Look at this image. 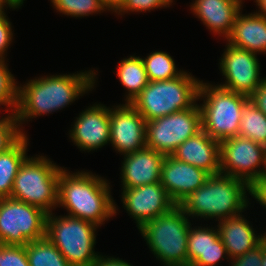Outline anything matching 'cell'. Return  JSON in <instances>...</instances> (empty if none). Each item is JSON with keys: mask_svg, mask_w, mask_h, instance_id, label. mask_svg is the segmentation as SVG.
I'll use <instances>...</instances> for the list:
<instances>
[{"mask_svg": "<svg viewBox=\"0 0 266 266\" xmlns=\"http://www.w3.org/2000/svg\"><path fill=\"white\" fill-rule=\"evenodd\" d=\"M96 75V71L89 70L77 74L42 76L18 86L15 116L19 127L28 119L30 121L31 118L61 110L92 91Z\"/></svg>", "mask_w": 266, "mask_h": 266, "instance_id": "6da1fadb", "label": "cell"}, {"mask_svg": "<svg viewBox=\"0 0 266 266\" xmlns=\"http://www.w3.org/2000/svg\"><path fill=\"white\" fill-rule=\"evenodd\" d=\"M109 182L90 172L70 173L64 167L58 180V206L69 216L101 226L117 214Z\"/></svg>", "mask_w": 266, "mask_h": 266, "instance_id": "7a4b0ae2", "label": "cell"}, {"mask_svg": "<svg viewBox=\"0 0 266 266\" xmlns=\"http://www.w3.org/2000/svg\"><path fill=\"white\" fill-rule=\"evenodd\" d=\"M247 192L249 193V184L246 181L222 173L213 174L179 206L190 218H215L219 222L247 209Z\"/></svg>", "mask_w": 266, "mask_h": 266, "instance_id": "3957f363", "label": "cell"}, {"mask_svg": "<svg viewBox=\"0 0 266 266\" xmlns=\"http://www.w3.org/2000/svg\"><path fill=\"white\" fill-rule=\"evenodd\" d=\"M179 205L143 224L139 231L163 266H188L187 240L191 223Z\"/></svg>", "mask_w": 266, "mask_h": 266, "instance_id": "277c9868", "label": "cell"}, {"mask_svg": "<svg viewBox=\"0 0 266 266\" xmlns=\"http://www.w3.org/2000/svg\"><path fill=\"white\" fill-rule=\"evenodd\" d=\"M200 82L185 71L170 80L149 81L130 104L146 122L151 121L191 108L198 101Z\"/></svg>", "mask_w": 266, "mask_h": 266, "instance_id": "5b68a950", "label": "cell"}, {"mask_svg": "<svg viewBox=\"0 0 266 266\" xmlns=\"http://www.w3.org/2000/svg\"><path fill=\"white\" fill-rule=\"evenodd\" d=\"M201 98L204 101L199 105L202 130L219 142L238 136L243 106L249 97L201 81L198 101Z\"/></svg>", "mask_w": 266, "mask_h": 266, "instance_id": "8992f818", "label": "cell"}, {"mask_svg": "<svg viewBox=\"0 0 266 266\" xmlns=\"http://www.w3.org/2000/svg\"><path fill=\"white\" fill-rule=\"evenodd\" d=\"M28 157L20 165L10 197L52 213L58 207V180L63 168L46 156Z\"/></svg>", "mask_w": 266, "mask_h": 266, "instance_id": "52a82bcc", "label": "cell"}, {"mask_svg": "<svg viewBox=\"0 0 266 266\" xmlns=\"http://www.w3.org/2000/svg\"><path fill=\"white\" fill-rule=\"evenodd\" d=\"M53 214L46 218V237L71 266H91L100 256L94 251L98 226L81 218Z\"/></svg>", "mask_w": 266, "mask_h": 266, "instance_id": "ba28073f", "label": "cell"}, {"mask_svg": "<svg viewBox=\"0 0 266 266\" xmlns=\"http://www.w3.org/2000/svg\"><path fill=\"white\" fill-rule=\"evenodd\" d=\"M47 215L39 207L11 197L0 198V244L25 246L46 237Z\"/></svg>", "mask_w": 266, "mask_h": 266, "instance_id": "9c48e42d", "label": "cell"}, {"mask_svg": "<svg viewBox=\"0 0 266 266\" xmlns=\"http://www.w3.org/2000/svg\"><path fill=\"white\" fill-rule=\"evenodd\" d=\"M202 130L197 102L186 110L146 122V147L171 155L185 140Z\"/></svg>", "mask_w": 266, "mask_h": 266, "instance_id": "30bf717a", "label": "cell"}, {"mask_svg": "<svg viewBox=\"0 0 266 266\" xmlns=\"http://www.w3.org/2000/svg\"><path fill=\"white\" fill-rule=\"evenodd\" d=\"M265 159L266 147L251 139L238 135L220 142V173L240 178L249 185L262 176Z\"/></svg>", "mask_w": 266, "mask_h": 266, "instance_id": "8fae6325", "label": "cell"}, {"mask_svg": "<svg viewBox=\"0 0 266 266\" xmlns=\"http://www.w3.org/2000/svg\"><path fill=\"white\" fill-rule=\"evenodd\" d=\"M220 58L219 69L226 80L218 86L248 97L260 86L264 77L256 53L227 43Z\"/></svg>", "mask_w": 266, "mask_h": 266, "instance_id": "7c38bea8", "label": "cell"}, {"mask_svg": "<svg viewBox=\"0 0 266 266\" xmlns=\"http://www.w3.org/2000/svg\"><path fill=\"white\" fill-rule=\"evenodd\" d=\"M114 107V108H113ZM109 108L110 143L117 153L125 155L146 147V121L130 104Z\"/></svg>", "mask_w": 266, "mask_h": 266, "instance_id": "4fadbf2b", "label": "cell"}, {"mask_svg": "<svg viewBox=\"0 0 266 266\" xmlns=\"http://www.w3.org/2000/svg\"><path fill=\"white\" fill-rule=\"evenodd\" d=\"M121 194L124 209L135 220L138 229L176 206L160 182L123 189Z\"/></svg>", "mask_w": 266, "mask_h": 266, "instance_id": "5bb4252c", "label": "cell"}, {"mask_svg": "<svg viewBox=\"0 0 266 266\" xmlns=\"http://www.w3.org/2000/svg\"><path fill=\"white\" fill-rule=\"evenodd\" d=\"M69 137L74 144L83 151L97 150L110 144V116L109 107L95 104L79 114Z\"/></svg>", "mask_w": 266, "mask_h": 266, "instance_id": "9a60e30c", "label": "cell"}, {"mask_svg": "<svg viewBox=\"0 0 266 266\" xmlns=\"http://www.w3.org/2000/svg\"><path fill=\"white\" fill-rule=\"evenodd\" d=\"M210 174L188 163L166 155L161 169L160 183L172 201L179 205L191 193L199 189Z\"/></svg>", "mask_w": 266, "mask_h": 266, "instance_id": "2e32d148", "label": "cell"}, {"mask_svg": "<svg viewBox=\"0 0 266 266\" xmlns=\"http://www.w3.org/2000/svg\"><path fill=\"white\" fill-rule=\"evenodd\" d=\"M165 157V154L147 147L125 154L121 167L122 189L160 182Z\"/></svg>", "mask_w": 266, "mask_h": 266, "instance_id": "e0dca14e", "label": "cell"}, {"mask_svg": "<svg viewBox=\"0 0 266 266\" xmlns=\"http://www.w3.org/2000/svg\"><path fill=\"white\" fill-rule=\"evenodd\" d=\"M178 161L200 168L210 175L220 173V142L201 130L185 140L171 154Z\"/></svg>", "mask_w": 266, "mask_h": 266, "instance_id": "ac0fdd59", "label": "cell"}, {"mask_svg": "<svg viewBox=\"0 0 266 266\" xmlns=\"http://www.w3.org/2000/svg\"><path fill=\"white\" fill-rule=\"evenodd\" d=\"M187 241L188 266H218L222 258L230 260L218 228L190 226Z\"/></svg>", "mask_w": 266, "mask_h": 266, "instance_id": "d6986e66", "label": "cell"}, {"mask_svg": "<svg viewBox=\"0 0 266 266\" xmlns=\"http://www.w3.org/2000/svg\"><path fill=\"white\" fill-rule=\"evenodd\" d=\"M217 226L230 260L244 255L264 240V233L257 235L242 213L220 220Z\"/></svg>", "mask_w": 266, "mask_h": 266, "instance_id": "ffe728a7", "label": "cell"}, {"mask_svg": "<svg viewBox=\"0 0 266 266\" xmlns=\"http://www.w3.org/2000/svg\"><path fill=\"white\" fill-rule=\"evenodd\" d=\"M190 10L203 22L207 29L214 34L230 35L237 14L242 10L229 0H195Z\"/></svg>", "mask_w": 266, "mask_h": 266, "instance_id": "44dd1931", "label": "cell"}, {"mask_svg": "<svg viewBox=\"0 0 266 266\" xmlns=\"http://www.w3.org/2000/svg\"><path fill=\"white\" fill-rule=\"evenodd\" d=\"M235 19L227 43L253 53H266V18L253 14H241Z\"/></svg>", "mask_w": 266, "mask_h": 266, "instance_id": "7402d4cb", "label": "cell"}, {"mask_svg": "<svg viewBox=\"0 0 266 266\" xmlns=\"http://www.w3.org/2000/svg\"><path fill=\"white\" fill-rule=\"evenodd\" d=\"M28 141L25 134L13 147L0 154V198L11 195L20 165L27 158Z\"/></svg>", "mask_w": 266, "mask_h": 266, "instance_id": "603a6c76", "label": "cell"}, {"mask_svg": "<svg viewBox=\"0 0 266 266\" xmlns=\"http://www.w3.org/2000/svg\"><path fill=\"white\" fill-rule=\"evenodd\" d=\"M117 68L116 75L128 91L126 92L128 94H126L125 101L126 103H131L149 82L142 57L133 55L124 58L119 62Z\"/></svg>", "mask_w": 266, "mask_h": 266, "instance_id": "cb8c5ba5", "label": "cell"}, {"mask_svg": "<svg viewBox=\"0 0 266 266\" xmlns=\"http://www.w3.org/2000/svg\"><path fill=\"white\" fill-rule=\"evenodd\" d=\"M239 136L266 147V115L250 99L243 106Z\"/></svg>", "mask_w": 266, "mask_h": 266, "instance_id": "d4e9b609", "label": "cell"}, {"mask_svg": "<svg viewBox=\"0 0 266 266\" xmlns=\"http://www.w3.org/2000/svg\"><path fill=\"white\" fill-rule=\"evenodd\" d=\"M25 250L30 266H71L47 237L28 242Z\"/></svg>", "mask_w": 266, "mask_h": 266, "instance_id": "484cf974", "label": "cell"}, {"mask_svg": "<svg viewBox=\"0 0 266 266\" xmlns=\"http://www.w3.org/2000/svg\"><path fill=\"white\" fill-rule=\"evenodd\" d=\"M149 81L170 80L180 76L184 71L177 70L174 59L166 52L155 51L142 58Z\"/></svg>", "mask_w": 266, "mask_h": 266, "instance_id": "4316f807", "label": "cell"}, {"mask_svg": "<svg viewBox=\"0 0 266 266\" xmlns=\"http://www.w3.org/2000/svg\"><path fill=\"white\" fill-rule=\"evenodd\" d=\"M57 12L72 17H84L107 11L100 0H50Z\"/></svg>", "mask_w": 266, "mask_h": 266, "instance_id": "83f0119b", "label": "cell"}, {"mask_svg": "<svg viewBox=\"0 0 266 266\" xmlns=\"http://www.w3.org/2000/svg\"><path fill=\"white\" fill-rule=\"evenodd\" d=\"M15 80L5 60L0 59V105L11 108L9 114H15L17 108L18 83Z\"/></svg>", "mask_w": 266, "mask_h": 266, "instance_id": "f1b7e54d", "label": "cell"}, {"mask_svg": "<svg viewBox=\"0 0 266 266\" xmlns=\"http://www.w3.org/2000/svg\"><path fill=\"white\" fill-rule=\"evenodd\" d=\"M23 131L22 127H19L15 114H10L0 126V154L16 144L25 135Z\"/></svg>", "mask_w": 266, "mask_h": 266, "instance_id": "f546056e", "label": "cell"}, {"mask_svg": "<svg viewBox=\"0 0 266 266\" xmlns=\"http://www.w3.org/2000/svg\"><path fill=\"white\" fill-rule=\"evenodd\" d=\"M0 266H30L25 246L0 244Z\"/></svg>", "mask_w": 266, "mask_h": 266, "instance_id": "4dcf8cb0", "label": "cell"}, {"mask_svg": "<svg viewBox=\"0 0 266 266\" xmlns=\"http://www.w3.org/2000/svg\"><path fill=\"white\" fill-rule=\"evenodd\" d=\"M173 0H124L123 4L116 12L118 15H123L125 12H146L162 7H170ZM123 13V14H122Z\"/></svg>", "mask_w": 266, "mask_h": 266, "instance_id": "1f68e13d", "label": "cell"}, {"mask_svg": "<svg viewBox=\"0 0 266 266\" xmlns=\"http://www.w3.org/2000/svg\"><path fill=\"white\" fill-rule=\"evenodd\" d=\"M263 257V241L244 255L231 259V266H261Z\"/></svg>", "mask_w": 266, "mask_h": 266, "instance_id": "d6a6232c", "label": "cell"}, {"mask_svg": "<svg viewBox=\"0 0 266 266\" xmlns=\"http://www.w3.org/2000/svg\"><path fill=\"white\" fill-rule=\"evenodd\" d=\"M13 39V31L11 22L8 20L6 14L0 17V59H5V53Z\"/></svg>", "mask_w": 266, "mask_h": 266, "instance_id": "836d02e7", "label": "cell"}, {"mask_svg": "<svg viewBox=\"0 0 266 266\" xmlns=\"http://www.w3.org/2000/svg\"><path fill=\"white\" fill-rule=\"evenodd\" d=\"M249 194L266 209V178L255 179L249 185Z\"/></svg>", "mask_w": 266, "mask_h": 266, "instance_id": "e575fe53", "label": "cell"}, {"mask_svg": "<svg viewBox=\"0 0 266 266\" xmlns=\"http://www.w3.org/2000/svg\"><path fill=\"white\" fill-rule=\"evenodd\" d=\"M249 99L266 115V77H264L260 86L249 96Z\"/></svg>", "mask_w": 266, "mask_h": 266, "instance_id": "d590c367", "label": "cell"}, {"mask_svg": "<svg viewBox=\"0 0 266 266\" xmlns=\"http://www.w3.org/2000/svg\"><path fill=\"white\" fill-rule=\"evenodd\" d=\"M91 266H133L127 261L115 257L99 256Z\"/></svg>", "mask_w": 266, "mask_h": 266, "instance_id": "8d00e7d4", "label": "cell"}, {"mask_svg": "<svg viewBox=\"0 0 266 266\" xmlns=\"http://www.w3.org/2000/svg\"><path fill=\"white\" fill-rule=\"evenodd\" d=\"M100 2L106 10L116 13L123 4L124 0H100Z\"/></svg>", "mask_w": 266, "mask_h": 266, "instance_id": "74e56055", "label": "cell"}, {"mask_svg": "<svg viewBox=\"0 0 266 266\" xmlns=\"http://www.w3.org/2000/svg\"><path fill=\"white\" fill-rule=\"evenodd\" d=\"M7 6L10 9H17L21 7V5H13L9 0H0V17L3 16L6 12H4V7Z\"/></svg>", "mask_w": 266, "mask_h": 266, "instance_id": "f35d334b", "label": "cell"}, {"mask_svg": "<svg viewBox=\"0 0 266 266\" xmlns=\"http://www.w3.org/2000/svg\"><path fill=\"white\" fill-rule=\"evenodd\" d=\"M255 2L259 8V11H256V13L266 18V0H255Z\"/></svg>", "mask_w": 266, "mask_h": 266, "instance_id": "ab89813d", "label": "cell"}, {"mask_svg": "<svg viewBox=\"0 0 266 266\" xmlns=\"http://www.w3.org/2000/svg\"><path fill=\"white\" fill-rule=\"evenodd\" d=\"M261 266H266V240H263V257Z\"/></svg>", "mask_w": 266, "mask_h": 266, "instance_id": "60d3db41", "label": "cell"}, {"mask_svg": "<svg viewBox=\"0 0 266 266\" xmlns=\"http://www.w3.org/2000/svg\"><path fill=\"white\" fill-rule=\"evenodd\" d=\"M13 5H23L25 0H9Z\"/></svg>", "mask_w": 266, "mask_h": 266, "instance_id": "b9f144b4", "label": "cell"}, {"mask_svg": "<svg viewBox=\"0 0 266 266\" xmlns=\"http://www.w3.org/2000/svg\"><path fill=\"white\" fill-rule=\"evenodd\" d=\"M229 1H231V2H233V3H235V4H237L239 7L242 8V1H243V0H229Z\"/></svg>", "mask_w": 266, "mask_h": 266, "instance_id": "7bdbcfd3", "label": "cell"}, {"mask_svg": "<svg viewBox=\"0 0 266 266\" xmlns=\"http://www.w3.org/2000/svg\"><path fill=\"white\" fill-rule=\"evenodd\" d=\"M9 114L5 117H2L1 119H0V126L9 118Z\"/></svg>", "mask_w": 266, "mask_h": 266, "instance_id": "ee69618b", "label": "cell"}, {"mask_svg": "<svg viewBox=\"0 0 266 266\" xmlns=\"http://www.w3.org/2000/svg\"><path fill=\"white\" fill-rule=\"evenodd\" d=\"M262 177L266 178V159H265V166H264V172L262 174Z\"/></svg>", "mask_w": 266, "mask_h": 266, "instance_id": "f6af8a7d", "label": "cell"}]
</instances>
